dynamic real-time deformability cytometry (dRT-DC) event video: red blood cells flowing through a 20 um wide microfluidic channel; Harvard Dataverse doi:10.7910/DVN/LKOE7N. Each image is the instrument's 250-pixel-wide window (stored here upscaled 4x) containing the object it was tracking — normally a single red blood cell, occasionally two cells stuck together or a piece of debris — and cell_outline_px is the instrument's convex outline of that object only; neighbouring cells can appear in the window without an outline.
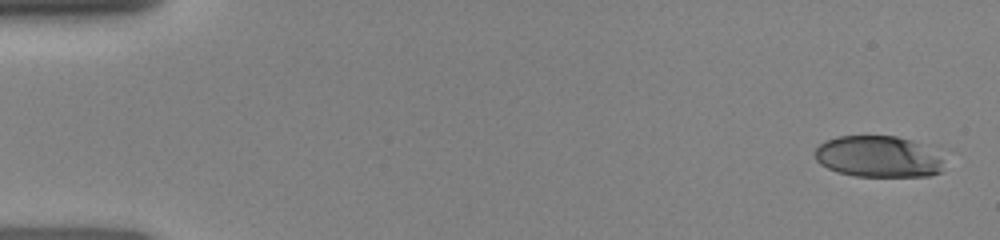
{"species": "human", "species_latin": "Homo sapiens", "temperature_condition": "room temperature", "stored_images_in_passage": 10, "camera_frame_rate_fps": 3000, "um_per_image_px": 0.085, "donor": {"sex": "female"}, "frame": {"image": 1, "passage_image": 1, "time_ms": 0.0, "image_size_px": [1000, 240], "cell_outline_px": [[940, 172], [928, 176], [856, 176], [836, 172], [820, 164], [816, 160], [812, 152], [824, 140], [840, 136], [896, 136], [912, 140], [940, 160]], "centroid_in_image_um": [74.48, 13.32], "position_along_channel_um": 10.5, "area_um2": 30.46}}
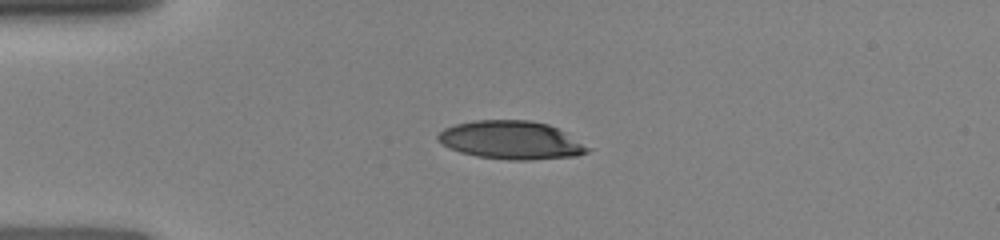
{"frame": {"image": 2, "passage_image": 6, "time_ms": 3.333, "image_size_px": [1000, 240], "cell_outline_px": [[592, 148], [588, 152], [576, 156], [528, 160], [508, 160], [476, 156], [460, 152], [444, 144], [436, 136], [444, 128], [456, 124], [472, 120], [528, 120], [548, 124], [564, 132]], "centroid_in_image_um": [43.46, 11.91], "position_along_channel_um": 41.5, "area_um2": 33.18}}
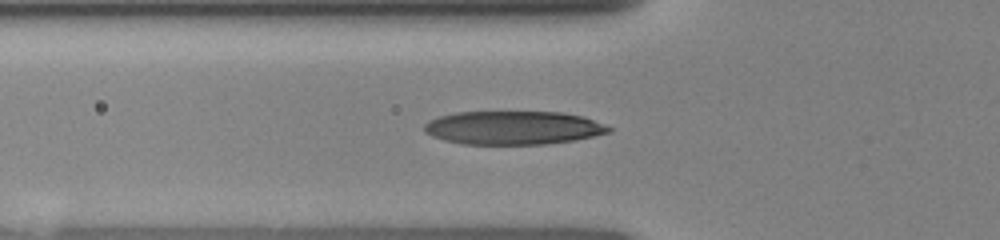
{"frame": {"image": 3, "passage_image": 9, "time_ms": 5.0, "image_size_px": [1000, 240], "cell_outline_px": [[612, 132], [576, 140], [544, 144], [460, 144], [444, 140], [432, 136], [424, 132], [424, 124], [428, 120], [440, 116], [456, 112], [564, 112], [584, 116], [604, 124], [612, 128]], "centroid_in_image_um": [43.63, 10.86], "position_along_channel_um": 82.2, "area_um2": 36.3}}